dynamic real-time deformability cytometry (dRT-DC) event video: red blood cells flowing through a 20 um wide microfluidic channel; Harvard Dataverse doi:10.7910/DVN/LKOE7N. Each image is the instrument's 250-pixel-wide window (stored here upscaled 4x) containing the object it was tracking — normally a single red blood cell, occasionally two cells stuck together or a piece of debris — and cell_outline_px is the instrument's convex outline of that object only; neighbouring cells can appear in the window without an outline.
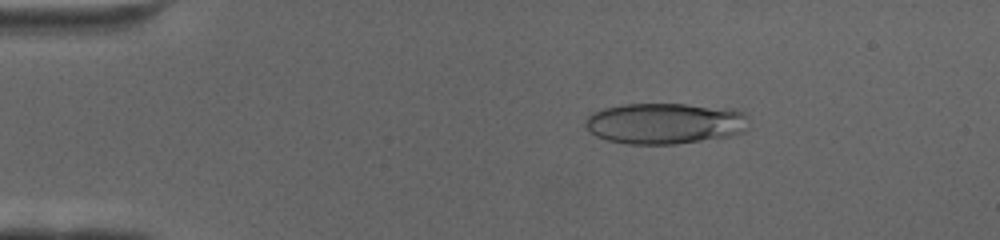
{"species": "human", "species_latin": "Homo sapiens", "temperature_condition": "cold", "stored_images_in_passage": 66, "camera_frame_rate_fps": 3000, "um_per_image_px": 0.085, "donor": {"sex": "female"}, "frame": {"image": 1, "passage_image": 11, "time_ms": 3.333, "image_size_px": [1000, 240], "cell_outline_px": [[748, 128], [744, 132], [728, 136], [676, 144], [628, 144], [608, 140], [596, 136], [584, 124], [588, 116], [592, 112], [604, 108], [624, 104], [684, 104], [736, 108], [744, 112], [748, 116]], "centroid_in_image_um": [56.57, 10.48], "position_along_channel_um": 28.4, "area_um2": 39.36}}
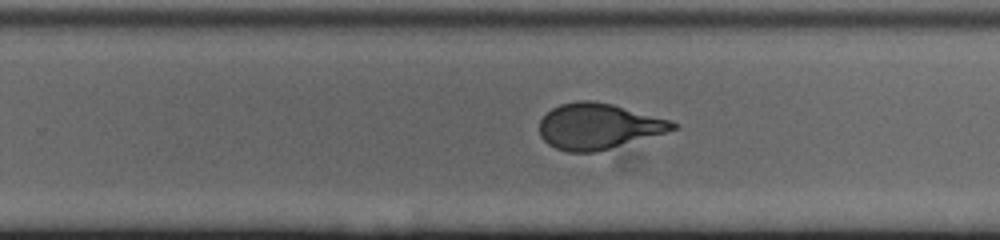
{"frame": {"image": 2, "passage_image": 42, "time_ms": 13.667, "image_size_px": [1000, 240], "cell_outline_px": [[680, 128], [596, 152], [568, 152], [556, 148], [548, 144], [540, 136], [540, 120], [552, 108], [560, 104], [576, 100], [592, 100], [612, 104], [672, 120], [680, 124]], "centroid_in_image_um": [50.88, 10.72], "position_along_channel_um": 278.9, "area_um2": 35.55}}
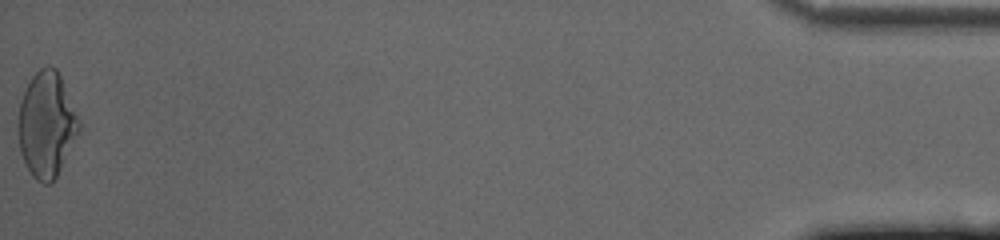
{"frame": {"image": 3, "passage_image": 66, "time_ms": 21.667, "image_size_px": [1000, 240], "cell_outline_px": [[80, 128], [52, 184], [44, 184], [36, 180], [32, 176], [20, 152], [16, 128], [20, 100], [32, 76], [40, 68], [48, 64], [56, 68], [60, 76], [80, 120]], "centroid_in_image_um": [3.92, 10.58], "position_along_channel_um": 431.3, "area_um2": 37.17}}